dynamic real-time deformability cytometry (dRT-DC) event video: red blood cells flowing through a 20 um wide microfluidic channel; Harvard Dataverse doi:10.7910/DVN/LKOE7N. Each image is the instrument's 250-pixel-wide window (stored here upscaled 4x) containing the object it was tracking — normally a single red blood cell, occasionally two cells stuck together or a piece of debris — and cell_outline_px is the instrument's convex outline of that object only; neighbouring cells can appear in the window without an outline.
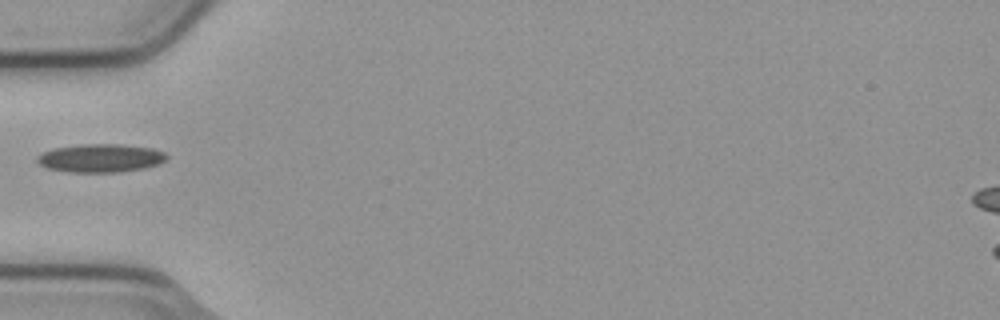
{"species": "common noctule bat (a hibernating species)", "species_latin": "Nyctalus noctula", "temperature_condition": "cold", "stored_images_in_passage": 1, "camera_frame_rate_fps": 3000, "um_per_image_px": 0.085, "animal": {"sex": "male", "body_mass_g": 23.1, "forearm_length_mm": 52.7}, "frame": {"image": 1, "passage_image": 1, "time_ms": 0.0, "image_size_px": [1000, 320], "cell_outline_px": [[168, 160], [160, 164], [144, 168], [120, 172], [68, 172], [44, 168], [36, 160], [36, 156], [44, 152], [56, 148], [80, 144], [120, 144], [152, 148], [164, 152], [168, 156]], "centroid_in_image_um": [8.57, 13.44], "position_along_channel_um": 76.4, "area_um2": 21.56}}